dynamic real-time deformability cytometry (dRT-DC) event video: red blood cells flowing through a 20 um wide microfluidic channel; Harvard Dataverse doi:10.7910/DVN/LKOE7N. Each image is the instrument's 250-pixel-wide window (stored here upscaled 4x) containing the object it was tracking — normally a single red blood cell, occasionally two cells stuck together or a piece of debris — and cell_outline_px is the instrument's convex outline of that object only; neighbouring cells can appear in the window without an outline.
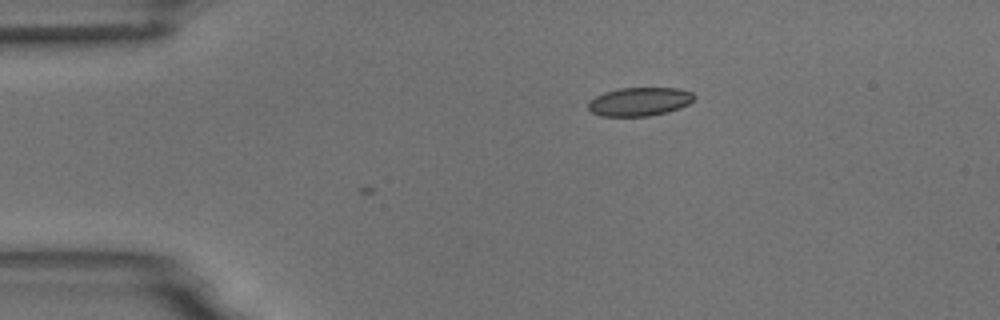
{"species": "common noctule bat (a hibernating species)", "species_latin": "Nyctalus noctula", "temperature_condition": "room temperature", "stored_images_in_passage": 4, "camera_frame_rate_fps": 3000, "um_per_image_px": 0.085, "animal": {"sex": "male", "body_mass_g": 18.8}, "frame": {"image": 1, "passage_image": 4, "time_ms": 4.333, "image_size_px": [1000, 320], "cell_outline_px": [[696, 96], [688, 104], [680, 108], [668, 112], [648, 116], [600, 116], [592, 112], [588, 108], [588, 100], [604, 92], [620, 88], [680, 88], [692, 92]], "centroid_in_image_um": [54.36, 8.64], "position_along_channel_um": 30.6, "area_um2": 17.74}}